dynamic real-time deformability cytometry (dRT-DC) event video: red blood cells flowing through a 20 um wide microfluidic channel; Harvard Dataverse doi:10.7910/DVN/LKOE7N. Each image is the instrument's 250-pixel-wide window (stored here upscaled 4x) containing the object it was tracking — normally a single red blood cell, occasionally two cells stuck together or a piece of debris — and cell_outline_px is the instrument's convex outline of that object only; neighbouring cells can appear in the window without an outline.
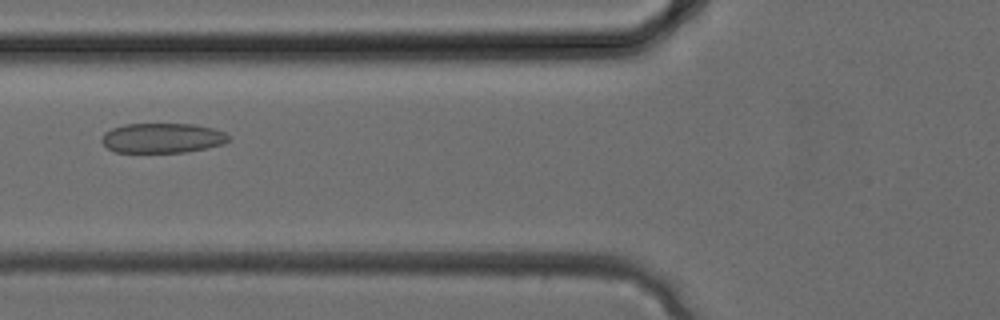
{"species": "common noctule bat (a hibernating species)", "species_latin": "Nyctalus noctula", "temperature_condition": "cold", "stored_images_in_passage": 33, "camera_frame_rate_fps": 3000, "um_per_image_px": 0.085, "animal": {"sex": "female", "body_mass_g": 24.6, "forearm_length_mm": 56.2}, "frame": {"image": 1, "passage_image": 13, "time_ms": 4.0, "image_size_px": [1000, 320], "cell_outline_px": [[232, 140], [224, 144], [184, 152], [116, 152], [108, 148], [100, 140], [100, 136], [104, 132], [112, 128], [124, 124], [196, 124], [212, 128], [224, 132], [232, 136]], "centroid_in_image_um": [13.81, 11.72], "position_along_channel_um": 112.0, "area_um2": 22.25}}
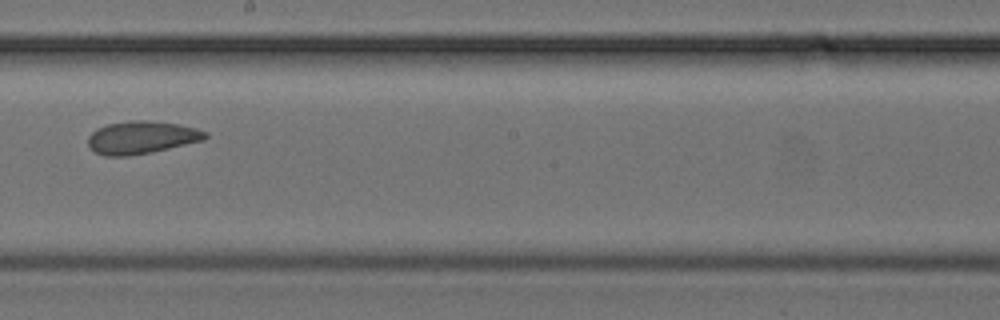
{"frame": {"image": 2, "passage_image": 19, "time_ms": 6.0, "image_size_px": [1000, 320], "cell_outline_px": [[208, 136], [204, 140], [152, 152], [128, 156], [104, 156], [96, 152], [88, 144], [88, 136], [96, 128], [108, 124], [136, 120], [148, 120], [176, 124], [196, 128], [208, 132]], "centroid_in_image_um": [12.04, 11.69], "position_along_channel_um": 236.2, "area_um2": 22.25}}
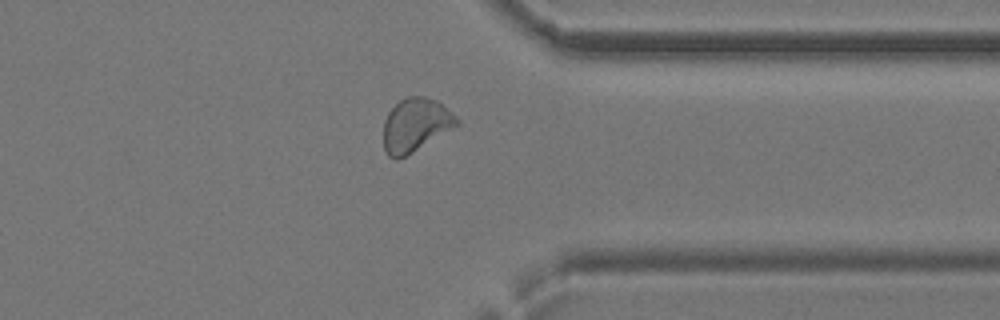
{"frame": {"image": 3, "passage_image": 26, "time_ms": 8.333, "image_size_px": [1000, 320], "cell_outline_px": [[460, 124], [412, 152], [396, 160], [388, 156], [384, 148], [384, 120], [388, 112], [400, 100], [408, 96], [424, 96], [436, 100], [456, 116], [460, 120]], "centroid_in_image_um": [35.31, 10.61], "position_along_channel_um": 376.1, "area_um2": 22.6}}